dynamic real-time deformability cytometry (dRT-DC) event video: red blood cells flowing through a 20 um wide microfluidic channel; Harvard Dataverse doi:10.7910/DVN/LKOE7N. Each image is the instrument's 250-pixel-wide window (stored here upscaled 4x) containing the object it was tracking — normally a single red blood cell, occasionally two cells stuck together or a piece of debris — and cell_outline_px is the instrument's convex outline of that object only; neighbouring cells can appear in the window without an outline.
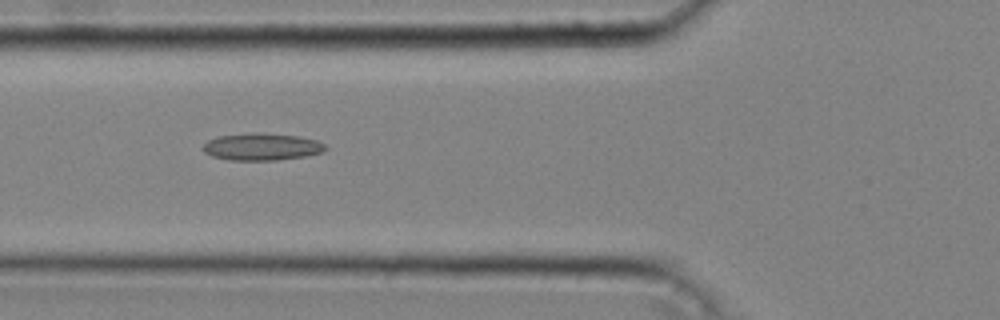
{"species": "common noctule bat (a hibernating species)", "species_latin": "Nyctalus noctula", "temperature_condition": "cold", "stored_images_in_passage": 42, "camera_frame_rate_fps": 3000, "um_per_image_px": 0.085, "animal": {"sex": "male", "body_mass_g": 20.4}, "frame": {"image": 1, "passage_image": 17, "time_ms": 5.333, "image_size_px": [1000, 320], "cell_outline_px": [[328, 148], [324, 152], [304, 156], [276, 160], [228, 160], [212, 156], [204, 152], [200, 148], [208, 140], [216, 136], [256, 132], [264, 132], [296, 136], [316, 140], [324, 144]], "centroid_in_image_um": [22.22, 12.47], "position_along_channel_um": 103.6, "area_um2": 19.54}}
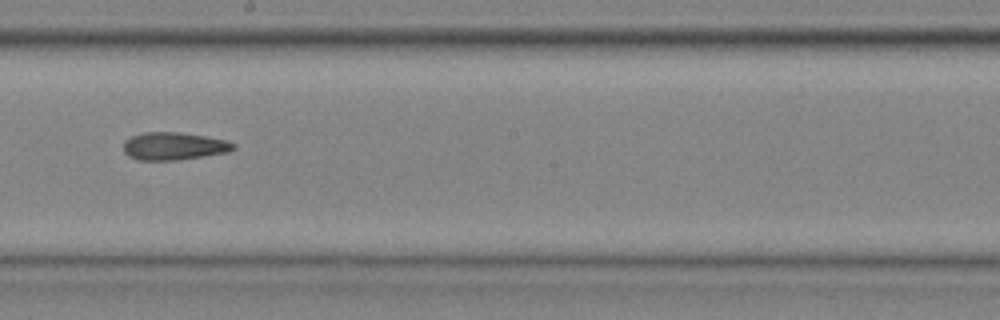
{"frame": {"image": 2, "passage_image": 26, "time_ms": 8.333, "image_size_px": [1000, 320], "cell_outline_px": [[236, 148], [228, 152], [172, 160], [140, 160], [128, 156], [124, 152], [124, 140], [132, 136], [144, 132], [176, 132], [204, 136], [224, 140], [236, 144]], "centroid_in_image_um": [14.74, 12.41], "position_along_channel_um": 233.5, "area_um2": 17.46}}
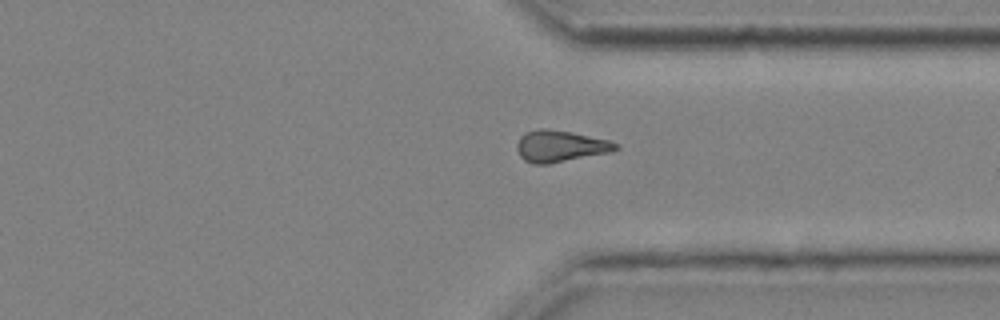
{"frame": {"image": 3, "passage_image": 35, "time_ms": 11.333, "image_size_px": [1000, 320], "cell_outline_px": [[620, 148], [608, 152], [548, 164], [532, 164], [524, 160], [520, 156], [516, 148], [516, 144], [520, 136], [524, 132], [540, 128], [548, 128], [572, 132], [608, 140], [620, 144]], "centroid_in_image_um": [47.58, 12.41], "position_along_channel_um": 363.8, "area_um2": 18.21}, "authors_computed_cell_mechanics": {"area_um2": 18.1203, "velocity_mm_per_s": 4.3258, "shape_relaxation_time_tau1_ms": 11.014, "shape_relaxation_time_tau2_ms": 6.0427, "deformation_change_tau1": 0.1776, "deformation_change_tau2": 0.1702}}